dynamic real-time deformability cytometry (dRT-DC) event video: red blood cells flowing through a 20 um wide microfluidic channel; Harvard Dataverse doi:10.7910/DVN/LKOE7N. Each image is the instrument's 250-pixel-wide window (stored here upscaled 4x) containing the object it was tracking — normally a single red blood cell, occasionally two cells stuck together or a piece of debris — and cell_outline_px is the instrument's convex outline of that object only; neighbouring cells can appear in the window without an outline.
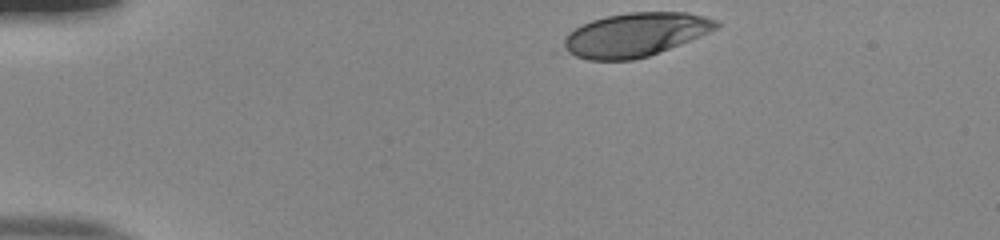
{"species": "human", "species_latin": "Homo sapiens", "temperature_condition": "room temperature", "stored_images_in_passage": 36, "camera_frame_rate_fps": 3000, "um_per_image_px": 0.085, "donor": {"sex": "male"}, "frame": {"image": 1, "passage_image": 1, "time_ms": 0.0, "image_size_px": [1000, 240], "cell_outline_px": [[720, 28], [700, 36], [648, 56], [632, 60], [588, 60], [576, 56], [560, 48], [564, 36], [568, 32], [580, 24], [592, 20], [608, 16], [628, 12], [684, 12], [704, 16], [716, 20], [720, 24]], "centroid_in_image_um": [53.95, 2.95], "position_along_channel_um": 31.0, "area_um2": 39.02}}
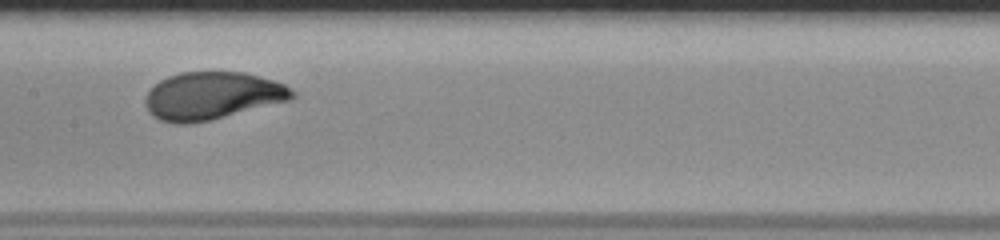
{"frame": {"image": 2, "passage_image": 19, "time_ms": 6.0, "image_size_px": [1000, 240], "cell_outline_px": [[296, 96], [292, 100], [212, 120], [188, 124], [176, 124], [160, 120], [152, 116], [148, 112], [144, 104], [144, 96], [160, 80], [168, 76], [180, 72], [244, 72], [260, 76], [284, 84], [296, 92]], "centroid_in_image_um": [18.04, 8.15], "position_along_channel_um": 189.4, "area_um2": 41.21}}
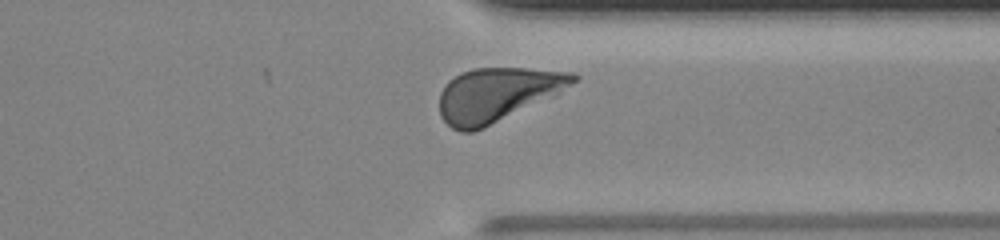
{"frame": {"image": 3, "passage_image": 33, "time_ms": 10.667, "image_size_px": [1000, 240], "cell_outline_px": [[580, 76], [576, 80], [556, 96], [484, 128], [472, 132], [460, 132], [452, 128], [440, 116], [440, 92], [448, 80], [472, 68], [528, 68], [576, 72]], "centroid_in_image_um": [42.3, 8.04], "position_along_channel_um": 369.1, "area_um2": 42.31}, "authors_computed_cell_mechanics": {"area_um2": 40.2866, "velocity_mm_per_s": 3.8528, "shape_relaxation_time_tau1_ms": 2.9146, "shape_relaxation_time_tau2_ms": null, "deformation_change_tau1": 0.1702, "deformation_change_tau2": null}}